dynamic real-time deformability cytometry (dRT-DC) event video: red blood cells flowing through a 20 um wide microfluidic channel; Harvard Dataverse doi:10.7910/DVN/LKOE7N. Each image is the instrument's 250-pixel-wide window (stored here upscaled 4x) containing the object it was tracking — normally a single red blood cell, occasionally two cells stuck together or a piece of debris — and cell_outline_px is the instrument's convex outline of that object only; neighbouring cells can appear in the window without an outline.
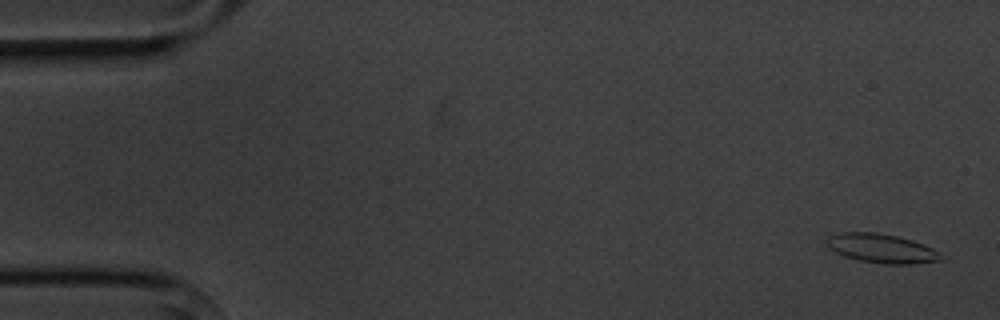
{"species": "common noctule bat (a hibernating species)", "species_latin": "Nyctalus noctula", "temperature_condition": "cold", "stored_images_in_passage": 4, "camera_frame_rate_fps": 3000, "um_per_image_px": 0.085, "animal": {"sex": "male", "body_mass_g": 20.1, "forearm_length_mm": 53.5}, "frame": {"image": 1, "passage_image": 1, "time_ms": 0.0, "image_size_px": [1000, 320], "cell_outline_px": [[940, 260], [912, 264], [884, 264], [860, 260], [844, 256], [828, 248], [828, 236], [840, 232], [876, 232], [896, 236], [912, 240], [924, 244], [932, 248], [936, 252]], "centroid_in_image_um": [74.88, 21.1], "position_along_channel_um": 10.1, "area_um2": 19.02}}
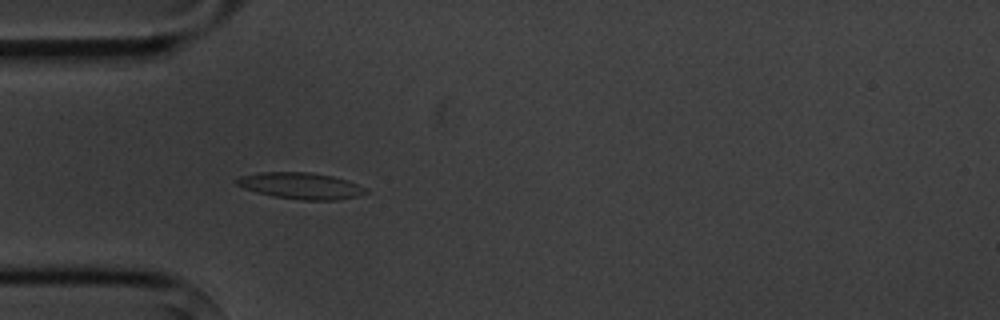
{"frame": {"image": 2, "passage_image": 4, "time_ms": 4.667, "image_size_px": [1000, 320], "cell_outline_px": [[368, 192], [356, 196], [336, 200], [304, 200], [272, 196], [256, 192], [244, 188], [236, 184], [236, 180], [240, 176], [260, 172], [312, 172], [332, 176], [368, 188]], "centroid_in_image_um": [25.55, 15.79], "position_along_channel_um": 59.4, "area_um2": 19.71}}